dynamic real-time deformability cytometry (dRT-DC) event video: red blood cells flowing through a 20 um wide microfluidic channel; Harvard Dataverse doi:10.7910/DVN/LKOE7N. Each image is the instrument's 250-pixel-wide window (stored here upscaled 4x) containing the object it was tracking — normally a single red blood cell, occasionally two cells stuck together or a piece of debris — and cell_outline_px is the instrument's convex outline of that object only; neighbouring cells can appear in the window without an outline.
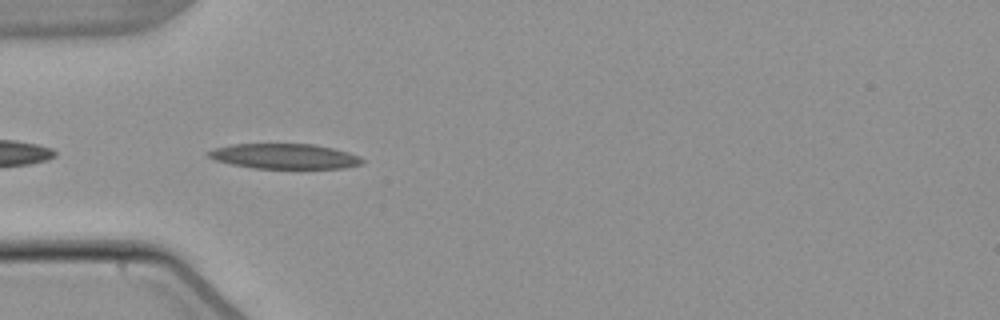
{"species": "common noctule bat (a hibernating species)", "species_latin": "Nyctalus noctula", "temperature_condition": "warm", "stored_images_in_passage": 8, "camera_frame_rate_fps": 3000, "um_per_image_px": 0.085, "animal": {"sex": "male", "body_mass_g": 21.5, "forearm_length_mm": 52.0}, "frame": {"image": 1, "passage_image": 5, "time_ms": 5.0, "image_size_px": [1000, 320], "cell_outline_px": [[364, 160], [360, 164], [344, 168], [256, 168], [232, 164], [216, 160], [208, 156], [204, 152], [216, 148], [232, 144], [312, 144], [332, 148], [348, 152], [360, 156]], "centroid_in_image_um": [24.18, 13.28], "position_along_channel_um": 60.8, "area_um2": 22.31}}
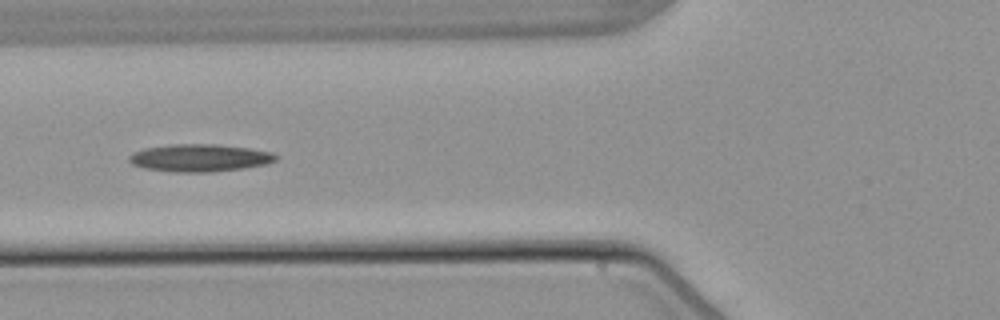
{"frame": {"image": 2, "passage_image": 6, "time_ms": 6.333, "image_size_px": [1000, 320], "cell_outline_px": [[280, 156], [276, 160], [264, 164], [244, 168], [212, 172], [172, 172], [144, 168], [132, 164], [128, 160], [128, 156], [144, 148], [172, 144], [216, 144], [248, 148], [272, 152]], "centroid_in_image_um": [16.97, 13.42], "position_along_channel_um": 108.8, "area_um2": 23.52}}